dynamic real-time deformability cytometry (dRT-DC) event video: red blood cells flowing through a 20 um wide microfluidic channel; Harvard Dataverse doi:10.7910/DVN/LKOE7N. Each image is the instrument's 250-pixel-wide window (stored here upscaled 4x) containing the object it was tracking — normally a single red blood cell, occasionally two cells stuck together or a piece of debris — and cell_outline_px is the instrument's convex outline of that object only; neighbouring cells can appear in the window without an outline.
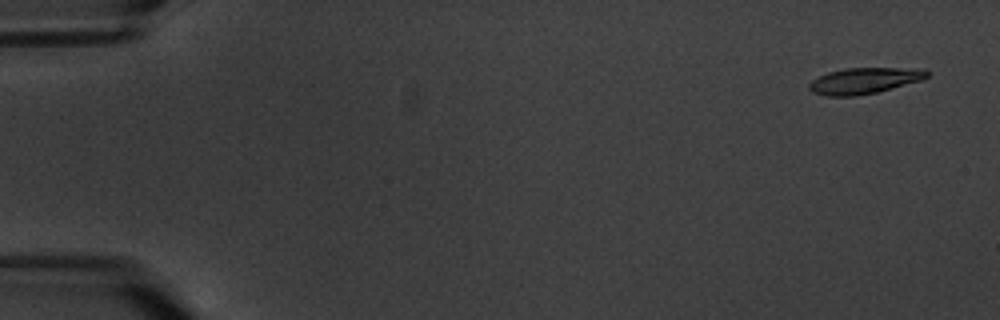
{"species": "common noctule bat (a hibernating species)", "species_latin": "Nyctalus noctula", "temperature_condition": "warm", "stored_images_in_passage": 11, "camera_frame_rate_fps": 3000, "um_per_image_px": 0.085, "animal": {"sex": "male", "body_mass_g": 20.1, "forearm_length_mm": 53.5}, "frame": {"image": 1, "passage_image": 1, "time_ms": 0.0, "image_size_px": [1000, 320], "cell_outline_px": [[932, 72], [928, 76], [920, 80], [892, 88], [876, 92], [856, 96], [828, 96], [812, 92], [808, 88], [808, 84], [812, 80], [828, 72], [844, 68], [924, 68]], "centroid_in_image_um": [73.48, 6.85], "position_along_channel_um": 11.5, "area_um2": 17.92}}
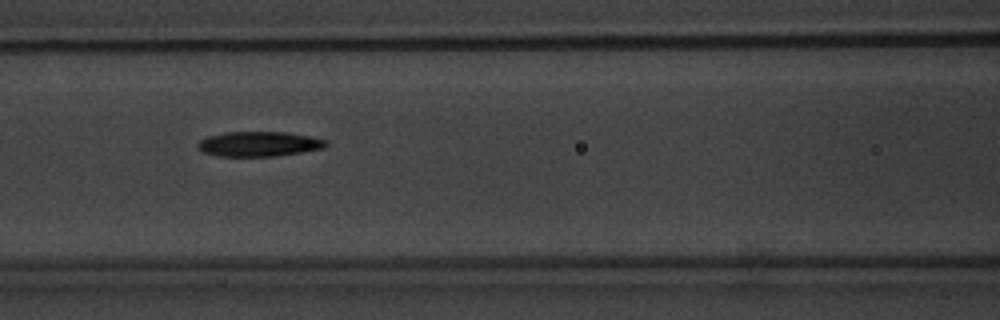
{"frame": {"image": 2, "passage_image": 7, "time_ms": 8.0, "image_size_px": [1000, 320], "cell_outline_px": [[328, 144], [324, 148], [276, 156], [216, 156], [204, 152], [196, 144], [200, 140], [208, 136], [224, 132], [288, 132], [312, 136], [328, 140]], "centroid_in_image_um": [22.05, 12.23], "position_along_channel_um": 144.6, "area_um2": 18.67}}
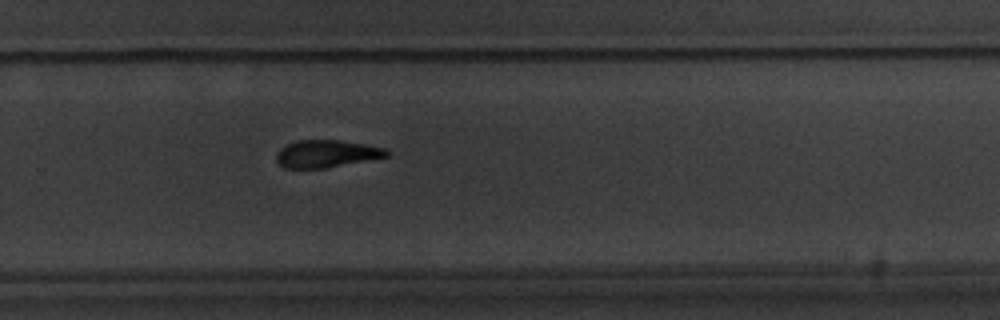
{"frame": {"image": 3, "passage_image": 11, "time_ms": 12.667, "image_size_px": [1000, 320], "cell_outline_px": [[388, 156], [324, 168], [284, 168], [276, 160], [276, 152], [280, 148], [296, 140], [340, 140], [364, 144], [384, 148], [388, 152]], "centroid_in_image_um": [27.69, 13.06], "position_along_channel_um": 302.1, "area_um2": 17.4}}